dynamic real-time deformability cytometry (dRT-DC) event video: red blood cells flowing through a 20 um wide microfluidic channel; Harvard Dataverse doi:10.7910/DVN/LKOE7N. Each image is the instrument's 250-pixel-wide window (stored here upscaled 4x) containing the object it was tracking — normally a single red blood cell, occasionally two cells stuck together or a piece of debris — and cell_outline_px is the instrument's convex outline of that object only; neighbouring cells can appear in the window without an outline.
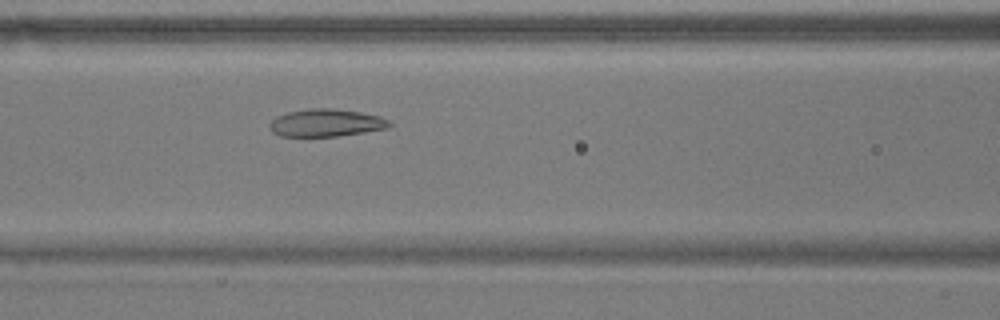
{"species": "common noctule bat (a hibernating species)", "species_latin": "Nyctalus noctula", "temperature_condition": "warm", "stored_images_in_passage": 53, "camera_frame_rate_fps": 3000, "um_per_image_px": 0.085, "animal": {"sex": "male", "body_mass_g": 17.9}, "frame": {"image": 1, "passage_image": 21, "time_ms": 6.667, "image_size_px": [1000, 320], "cell_outline_px": [[392, 124], [388, 128], [364, 132], [336, 136], [280, 136], [272, 132], [272, 120], [276, 116], [288, 112], [308, 108], [332, 108], [360, 112], [380, 116], [388, 120]], "centroid_in_image_um": [27.74, 10.43], "position_along_channel_um": 138.9, "area_um2": 19.07}}
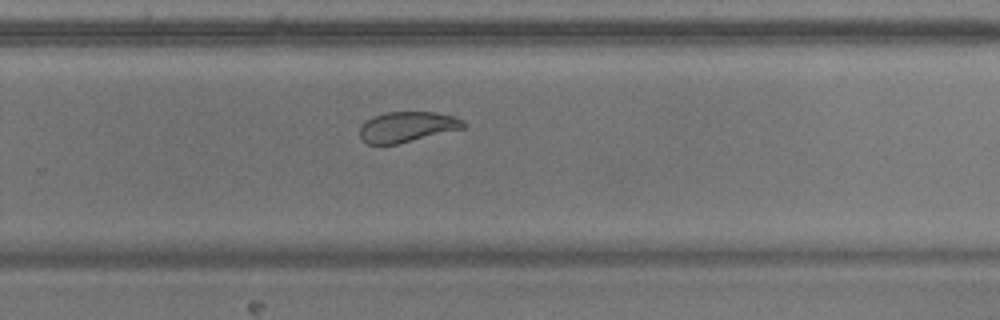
{"frame": {"image": 2, "passage_image": 34, "time_ms": 11.0, "image_size_px": [1000, 320], "cell_outline_px": [[468, 124], [464, 128], [396, 144], [368, 144], [360, 136], [360, 128], [372, 116], [384, 112], [432, 112], [452, 116], [464, 120]], "centroid_in_image_um": [34.62, 10.77], "position_along_channel_um": 295.2, "area_um2": 18.15}}
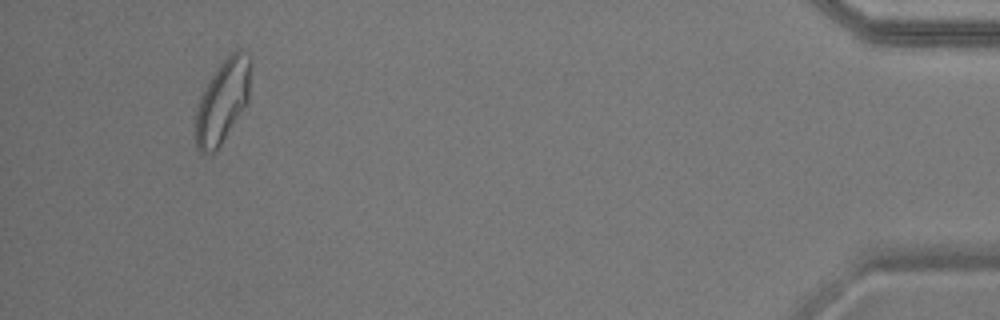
{"frame": {"image": 3, "passage_image": 50, "time_ms": 16.333, "image_size_px": [1000, 320], "cell_outline_px": [[252, 60], [248, 100], [216, 152], [200, 152], [196, 148], [196, 112], [200, 96], [208, 80], [216, 68], [236, 48], [240, 48], [252, 56]], "centroid_in_image_um": [18.94, 8.53], "position_along_channel_um": 416.3, "area_um2": 26.7}, "authors_computed_cell_mechanics": {"area_um2": 23.0044, "velocity_mm_per_s": 3.6228, "shape_relaxation_time_tau1_ms": 10.7779, "shape_relaxation_time_tau2_ms": 1.4093, "deformation_change_tau1": 0.2082, "deformation_change_tau2": 0.0826}}